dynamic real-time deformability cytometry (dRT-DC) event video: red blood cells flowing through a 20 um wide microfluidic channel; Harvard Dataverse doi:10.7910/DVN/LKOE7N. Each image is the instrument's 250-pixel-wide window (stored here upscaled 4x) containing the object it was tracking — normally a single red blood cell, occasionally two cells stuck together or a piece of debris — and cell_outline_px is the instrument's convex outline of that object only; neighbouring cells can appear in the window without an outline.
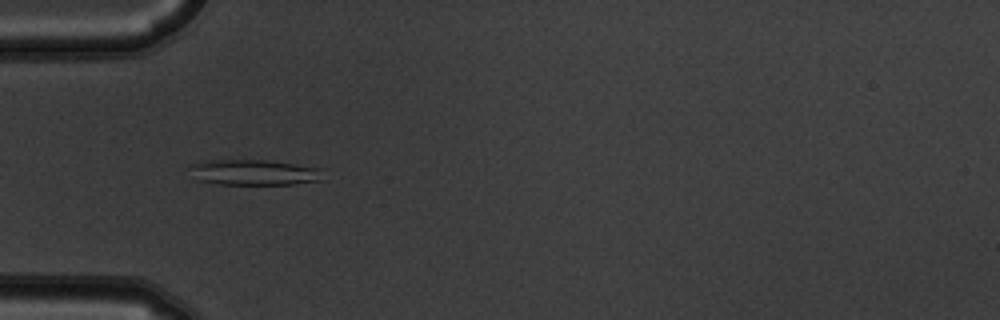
{"species": "common noctule bat (a hibernating species)", "species_latin": "Nyctalus noctula", "temperature_condition": "warm", "stored_images_in_passage": 6, "camera_frame_rate_fps": 3000, "um_per_image_px": 0.085, "animal": {"sex": "male", "body_mass_g": 19.5, "forearm_length_mm": 54.6}, "frame": {"image": 1, "passage_image": 2, "time_ms": 0.333, "image_size_px": [1000, 320], "cell_outline_px": [[324, 180], [292, 184], [220, 184], [196, 180], [192, 164], [200, 160], [264, 160], [296, 164], [320, 168]], "centroid_in_image_um": [21.63, 14.65], "position_along_channel_um": 63.4, "area_um2": 19.71}}
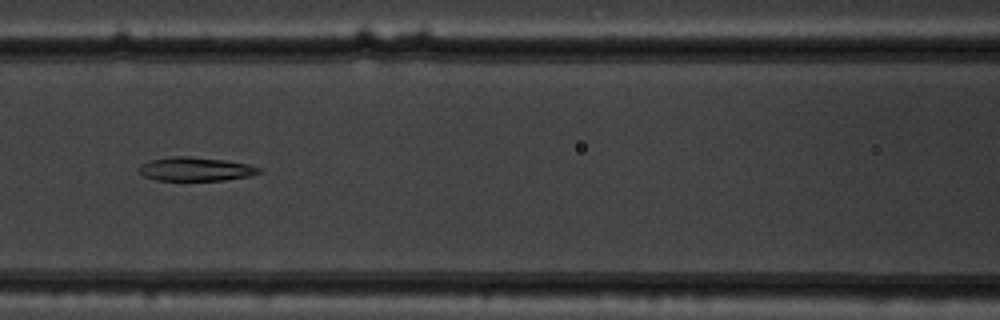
{"frame": {"image": 2, "passage_image": 4, "time_ms": 1.0, "image_size_px": [1000, 320], "cell_outline_px": [[264, 172], [248, 176], [224, 180], [156, 180], [144, 176], [136, 168], [140, 164], [152, 160], [172, 156], [192, 156], [228, 160], [248, 164], [260, 168]], "centroid_in_image_um": [16.63, 14.36], "position_along_channel_um": 150.0, "area_um2": 16.76}}
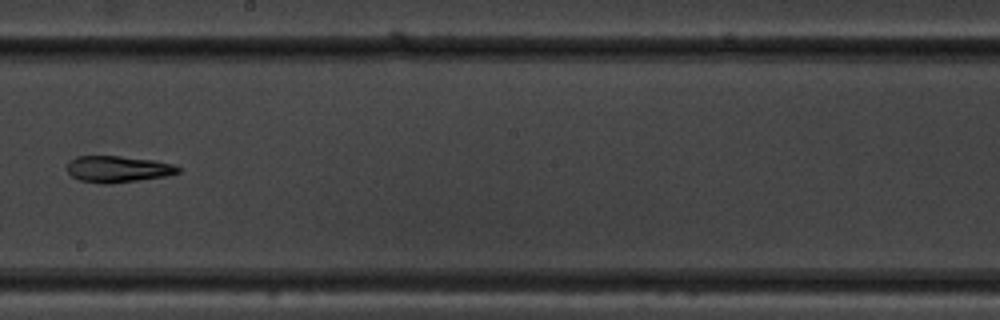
{"frame": {"image": 3, "passage_image": 6, "time_ms": 1.667, "image_size_px": [1000, 320], "cell_outline_px": [[180, 172], [168, 176], [140, 180], [108, 184], [100, 184], [80, 180], [72, 176], [68, 172], [68, 160], [76, 156], [120, 156], [156, 160], [172, 164], [180, 168]], "centroid_in_image_um": [10.03, 14.37], "position_along_channel_um": 238.2, "area_um2": 17.28}}